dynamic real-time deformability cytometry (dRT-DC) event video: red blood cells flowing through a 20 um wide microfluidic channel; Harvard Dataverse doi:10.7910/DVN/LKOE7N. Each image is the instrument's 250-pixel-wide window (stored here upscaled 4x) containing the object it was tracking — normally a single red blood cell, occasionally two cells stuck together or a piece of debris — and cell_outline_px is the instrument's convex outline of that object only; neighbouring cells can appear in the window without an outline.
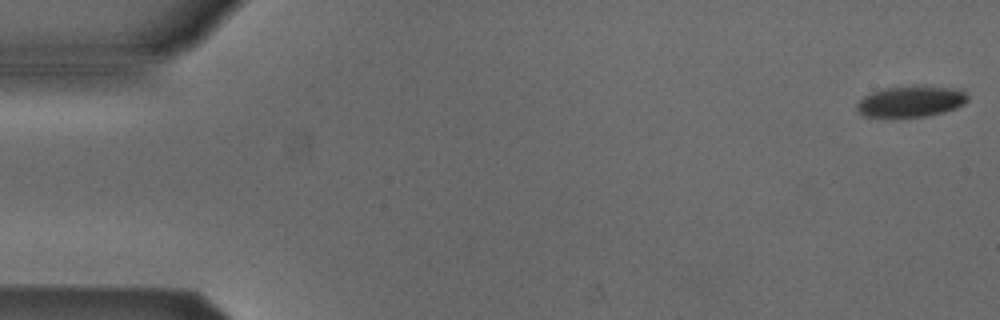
{"species": "Egyptian fruit bat (a non-hibernating species)", "species_latin": "Rousettus aegyptiacus", "temperature_condition": "cold", "stored_images_in_passage": 5, "camera_frame_rate_fps": 3000, "um_per_image_px": 0.085, "animal": {"sex": "male"}, "frame": {"image": 1, "passage_image": 1, "time_ms": 0.0, "image_size_px": [1000, 320], "cell_outline_px": [[968, 100], [964, 104], [956, 108], [944, 112], [928, 116], [864, 116], [856, 108], [856, 104], [864, 96], [872, 92], [884, 88], [956, 88], [964, 92], [968, 96]], "centroid_in_image_um": [77.43, 8.65], "position_along_channel_um": 7.6, "area_um2": 19.19}}
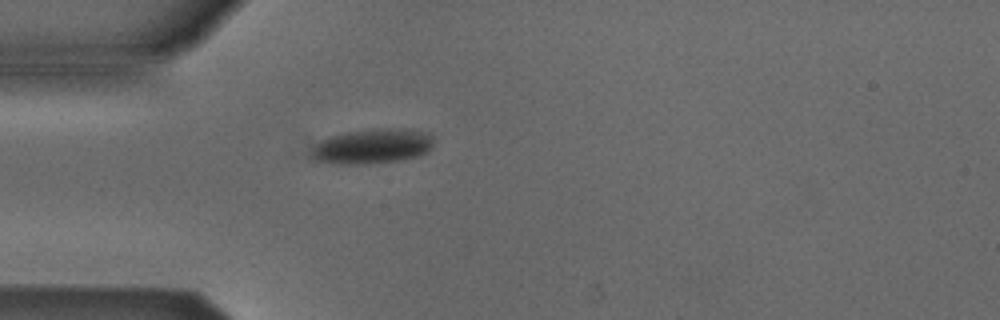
{"frame": {"image": 2, "passage_image": 5, "time_ms": 1.333, "image_size_px": [1000, 320], "cell_outline_px": [[432, 144], [428, 152], [416, 156], [396, 160], [364, 164], [336, 164], [312, 160], [312, 148], [320, 140], [328, 136], [348, 132], [372, 128], [408, 128], [432, 132]], "centroid_in_image_um": [31.65, 12.41], "position_along_channel_um": 53.4, "area_um2": 25.14}}